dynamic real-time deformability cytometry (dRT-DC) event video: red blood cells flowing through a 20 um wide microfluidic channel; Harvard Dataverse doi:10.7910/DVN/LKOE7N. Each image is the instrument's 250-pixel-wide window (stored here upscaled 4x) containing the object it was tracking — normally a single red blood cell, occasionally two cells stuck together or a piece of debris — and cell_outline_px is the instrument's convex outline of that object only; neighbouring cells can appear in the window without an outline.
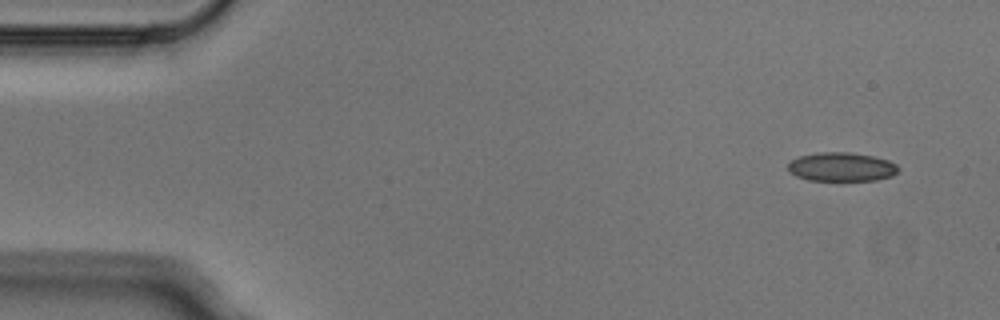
{"species": "Egyptian fruit bat (a non-hibernating species)", "species_latin": "Rousettus aegyptiacus", "temperature_condition": "cold", "stored_images_in_passage": 5, "camera_frame_rate_fps": 3000, "um_per_image_px": 0.085, "animal": {"sex": "male"}, "frame": {"image": 1, "passage_image": 1, "time_ms": 0.0, "image_size_px": [1000, 320], "cell_outline_px": [[900, 168], [892, 176], [876, 180], [808, 180], [796, 176], [788, 172], [788, 164], [792, 160], [800, 156], [816, 152], [852, 152], [872, 156], [888, 160], [896, 164]], "centroid_in_image_um": [71.52, 14.18], "position_along_channel_um": 13.5, "area_um2": 18.61}}
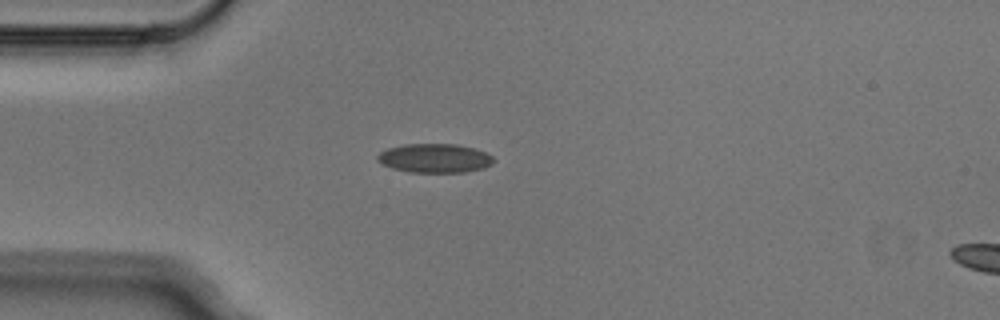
{"frame": {"image": 2, "passage_image": 4, "time_ms": 1.0, "image_size_px": [1000, 320], "cell_outline_px": [[492, 164], [484, 168], [464, 172], [408, 172], [392, 168], [376, 160], [376, 156], [380, 152], [388, 148], [404, 144], [456, 144], [476, 148], [492, 156]], "centroid_in_image_um": [36.93, 13.44], "position_along_channel_um": 48.1, "area_um2": 19.59}}